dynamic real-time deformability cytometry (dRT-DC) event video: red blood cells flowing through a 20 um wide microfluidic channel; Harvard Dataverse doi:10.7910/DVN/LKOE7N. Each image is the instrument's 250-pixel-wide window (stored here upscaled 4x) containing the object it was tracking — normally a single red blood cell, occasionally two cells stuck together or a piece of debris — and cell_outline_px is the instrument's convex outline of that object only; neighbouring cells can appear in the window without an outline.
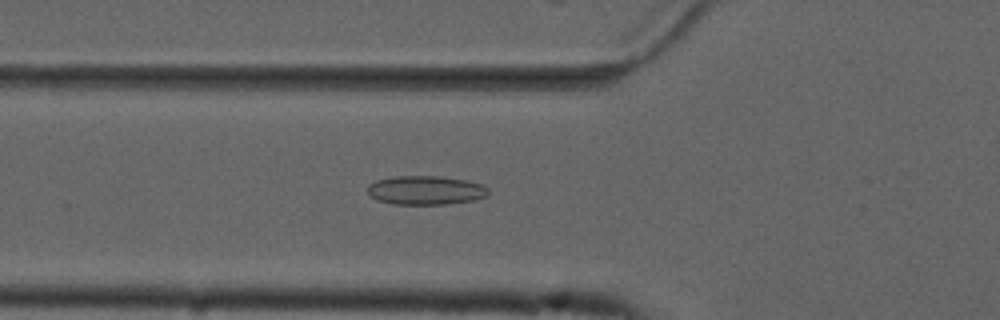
{"species": "common noctule bat (a hibernating species)", "species_latin": "Nyctalus noctula", "temperature_condition": "cold", "stored_images_in_passage": 55, "camera_frame_rate_fps": 3000, "um_per_image_px": 0.085, "animal": {"sex": "male", "forearm_length_mm": 52.5}, "frame": {"image": 1, "passage_image": 20, "time_ms": 6.333, "image_size_px": [1000, 320], "cell_outline_px": [[488, 196], [472, 200], [448, 204], [392, 204], [376, 200], [368, 192], [368, 184], [376, 180], [392, 176], [440, 176], [464, 180], [484, 184], [488, 188]], "centroid_in_image_um": [36.18, 16.17], "position_along_channel_um": 89.6, "area_um2": 20.46}}
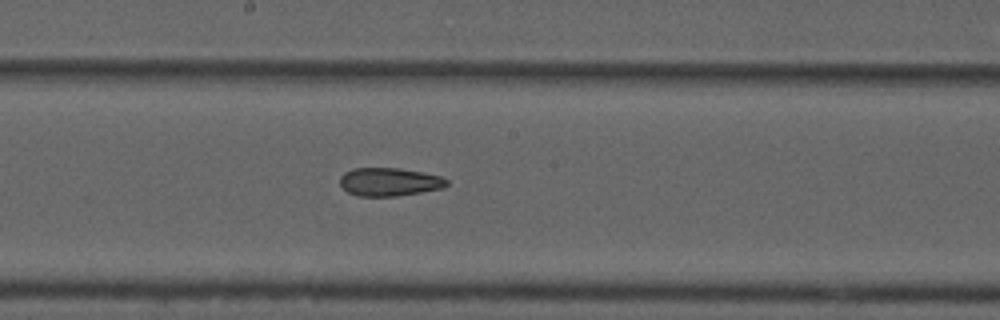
{"frame": {"image": 2, "passage_image": 30, "time_ms": 9.667, "image_size_px": [1000, 320], "cell_outline_px": [[448, 184], [444, 188], [396, 196], [356, 196], [348, 192], [340, 184], [340, 176], [344, 172], [352, 168], [400, 168], [424, 172], [440, 176], [448, 180]], "centroid_in_image_um": [33.09, 15.45], "position_along_channel_um": 215.1, "area_um2": 17.69}}
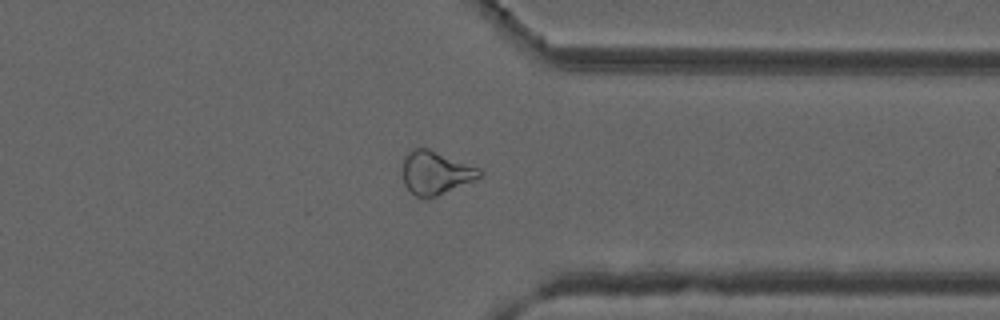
{"frame": {"image": 3, "passage_image": 43, "time_ms": 14.0, "image_size_px": [1000, 320], "cell_outline_px": [[484, 176], [436, 196], [416, 196], [404, 184], [400, 172], [404, 156], [408, 152], [416, 148], [428, 148], [480, 168], [484, 172]], "centroid_in_image_um": [37.02, 14.66], "position_along_channel_um": 374.4, "area_um2": 19.48}, "authors_computed_cell_mechanics": {"area_um2": 20.5768, "velocity_mm_per_s": 3.7447, "shape_relaxation_time_tau1_ms": null, "shape_relaxation_time_tau2_ms": 4.9726, "deformation_change_tau1": null, "deformation_change_tau2": 0.1224}}